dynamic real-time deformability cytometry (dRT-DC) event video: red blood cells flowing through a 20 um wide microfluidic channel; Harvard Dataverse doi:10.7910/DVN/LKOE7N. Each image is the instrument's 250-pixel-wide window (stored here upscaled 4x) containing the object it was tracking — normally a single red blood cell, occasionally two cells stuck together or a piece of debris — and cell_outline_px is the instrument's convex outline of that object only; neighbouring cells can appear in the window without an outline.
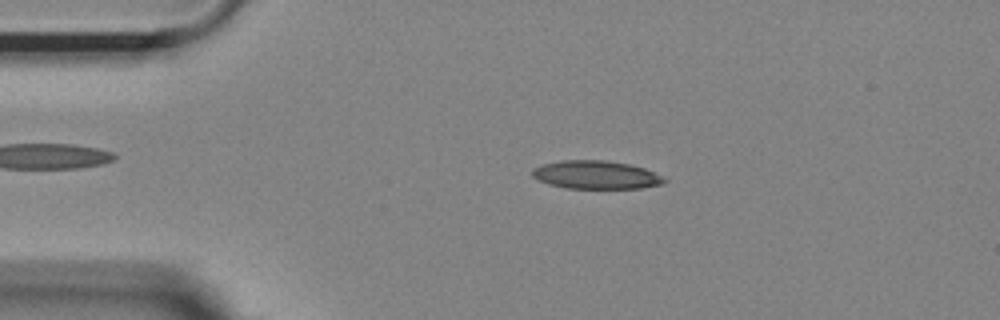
{"species": "Egyptian fruit bat (a non-hibernating species)", "species_latin": "Rousettus aegyptiacus", "temperature_condition": "room temperature", "stored_images_in_passage": 53, "camera_frame_rate_fps": 3000, "um_per_image_px": 0.085, "animal": {"sex": "female"}, "frame": {"image": 1, "passage_image": 10, "time_ms": 3.0, "image_size_px": [1000, 320], "cell_outline_px": [[668, 180], [664, 184], [640, 188], [564, 188], [548, 184], [536, 180], [532, 176], [532, 168], [544, 164], [560, 160], [604, 160], [628, 164], [644, 168], [664, 176]], "centroid_in_image_um": [50.66, 14.86], "position_along_channel_um": 34.3, "area_um2": 21.91}}
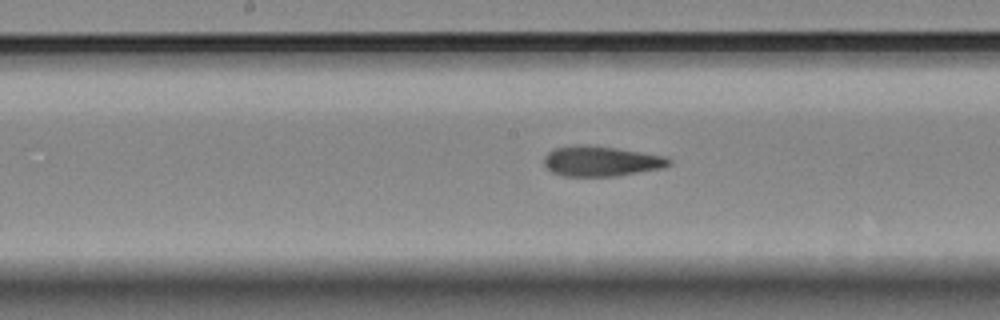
{"frame": {"image": 2, "passage_image": 26, "time_ms": 8.333, "image_size_px": [1000, 320], "cell_outline_px": [[672, 164], [664, 168], [616, 176], [564, 176], [552, 172], [544, 168], [544, 156], [552, 148], [572, 144], [588, 144], [616, 148], [664, 156], [672, 160]], "centroid_in_image_um": [51.05, 13.69], "position_along_channel_um": 197.2, "area_um2": 22.37}}
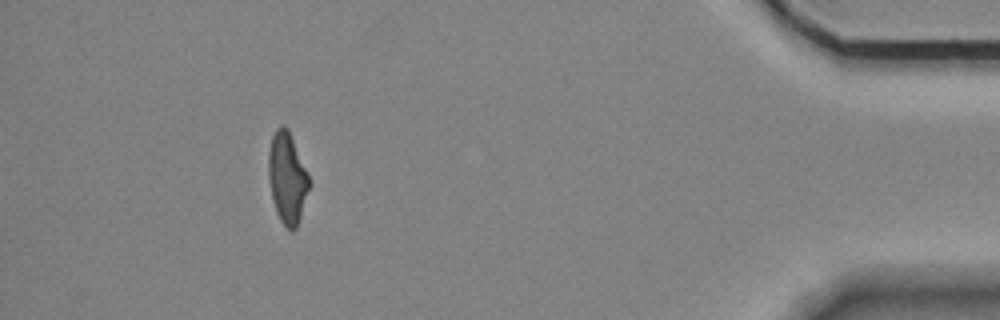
{"frame": {"image": 3, "passage_image": 48, "time_ms": 15.667, "image_size_px": [1000, 320], "cell_outline_px": [[308, 188], [300, 216], [296, 228], [292, 232], [280, 220], [276, 212], [272, 196], [268, 176], [268, 152], [272, 136], [276, 128], [280, 124], [284, 124], [288, 128], [308, 172]], "centroid_in_image_um": [24.39, 15.06], "position_along_channel_um": 410.8, "area_um2": 21.33}, "authors_computed_cell_mechanics": {"area_um2": 21.964, "velocity_mm_per_s": 3.7104, "shape_relaxation_time_tau1_ms": null, "shape_relaxation_time_tau2_ms": 3.7427, "deformation_change_tau1": null, "deformation_change_tau2": 0.1312}}